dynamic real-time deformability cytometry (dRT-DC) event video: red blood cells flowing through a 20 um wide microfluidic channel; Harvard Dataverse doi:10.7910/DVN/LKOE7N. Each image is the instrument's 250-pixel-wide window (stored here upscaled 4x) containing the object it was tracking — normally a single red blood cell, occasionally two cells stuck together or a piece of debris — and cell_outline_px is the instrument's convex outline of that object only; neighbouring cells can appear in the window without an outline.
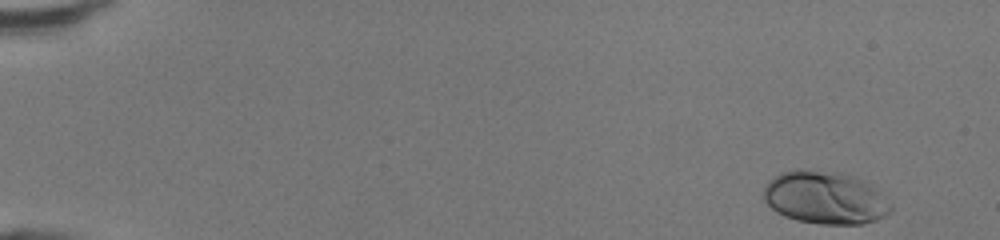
{"species": "human", "species_latin": "Homo sapiens", "temperature_condition": "room temperature", "stored_images_in_passage": 45, "camera_frame_rate_fps": 3000, "um_per_image_px": 0.085, "donor": {"sex": "female"}, "frame": {"image": 1, "passage_image": 1, "time_ms": 0.0, "image_size_px": [1000, 240], "cell_outline_px": [[892, 212], [876, 220], [864, 224], [820, 224], [796, 220], [784, 216], [776, 212], [764, 200], [764, 184], [768, 180], [780, 172], [796, 168], [800, 168], [836, 172], [852, 176], [864, 180], [892, 204]], "centroid_in_image_um": [70.1, 16.8], "position_along_channel_um": 14.9, "area_um2": 39.42}}
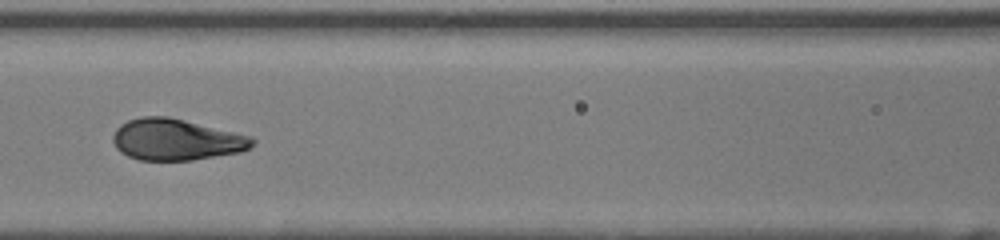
{"frame": {"image": 2, "passage_image": 21, "time_ms": 6.667, "image_size_px": [1000, 240], "cell_outline_px": [[256, 144], [240, 152], [192, 160], [140, 160], [128, 156], [120, 152], [116, 148], [112, 140], [112, 136], [116, 128], [120, 124], [128, 120], [140, 116], [168, 116], [252, 136], [256, 140]], "centroid_in_image_um": [14.96, 11.86], "position_along_channel_um": 151.6, "area_um2": 33.76}}
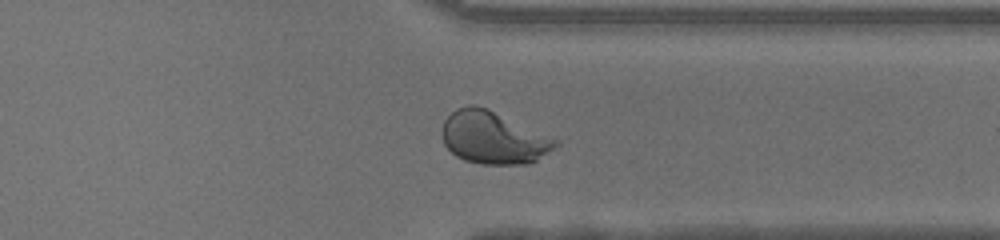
{"frame": {"image": 3, "passage_image": 36, "time_ms": 11.667, "image_size_px": [1000, 240], "cell_outline_px": [[560, 144], [532, 164], [480, 164], [464, 160], [456, 156], [444, 144], [440, 132], [444, 120], [456, 108], [468, 104], [476, 104], [556, 140]], "centroid_in_image_um": [41.86, 11.72], "position_along_channel_um": 369.5, "area_um2": 34.28}, "authors_computed_cell_mechanics": {"area_um2": 34.5644, "velocity_mm_per_s": 4.3672, "shape_relaxation_time_tau1_ms": 3.4029, "shape_relaxation_time_tau2_ms": null, "deformation_change_tau1": 0.1758, "deformation_change_tau2": null}}